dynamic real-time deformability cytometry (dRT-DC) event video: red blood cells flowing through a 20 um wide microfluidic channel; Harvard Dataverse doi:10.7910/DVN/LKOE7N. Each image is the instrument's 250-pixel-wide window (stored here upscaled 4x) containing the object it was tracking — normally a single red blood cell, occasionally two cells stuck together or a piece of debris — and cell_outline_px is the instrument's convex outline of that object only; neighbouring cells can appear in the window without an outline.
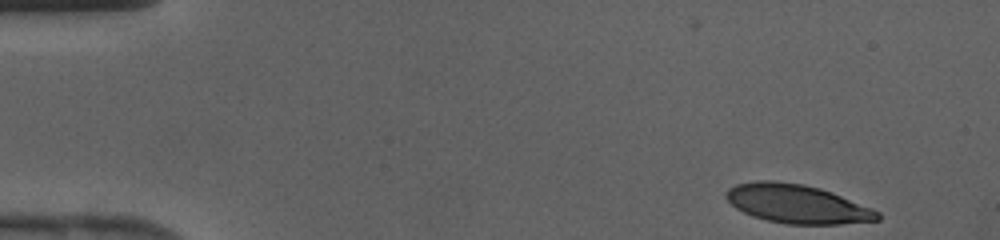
{"species": "human", "species_latin": "Homo sapiens", "temperature_condition": "cold", "stored_images_in_passage": 40, "camera_frame_rate_fps": 3000, "um_per_image_px": 0.085, "donor": {"sex": "female"}, "frame": {"image": 1, "passage_image": 1, "time_ms": 0.0, "image_size_px": [1000, 240], "cell_outline_px": [[880, 220], [840, 224], [784, 224], [752, 216], [736, 208], [724, 196], [724, 192], [728, 188], [736, 184], [756, 180], [772, 180], [804, 184], [820, 188], [832, 192], [872, 208], [880, 212]], "centroid_in_image_um": [67.74, 17.32], "position_along_channel_um": 17.3, "area_um2": 34.33}}
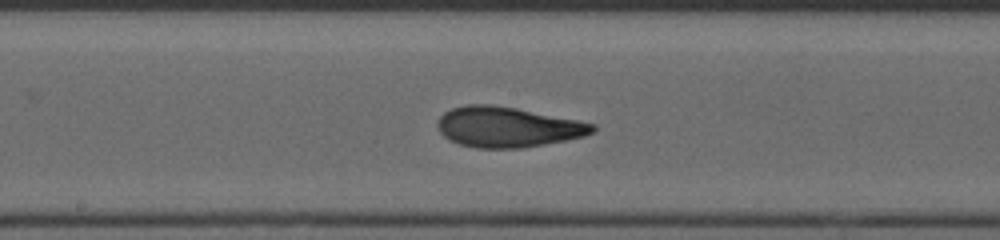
{"frame": {"image": 2, "passage_image": 20, "time_ms": 6.333, "image_size_px": [1000, 240], "cell_outline_px": [[596, 132], [584, 136], [544, 144], [520, 148], [476, 148], [460, 144], [448, 140], [440, 132], [436, 124], [440, 116], [444, 112], [452, 108], [468, 104], [492, 104], [516, 108], [596, 124]], "centroid_in_image_um": [43.12, 10.79], "position_along_channel_um": 205.1, "area_um2": 36.36}}
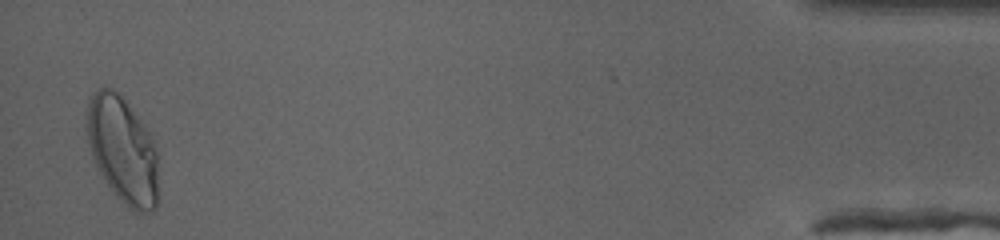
{"frame": {"image": 3, "passage_image": 39, "time_ms": 12.667, "image_size_px": [1000, 240], "cell_outline_px": [[160, 200], [156, 208], [152, 212], [144, 216], [128, 208], [112, 192], [104, 180], [92, 156], [88, 140], [88, 96], [92, 92], [104, 84], [112, 88], [124, 100], [144, 124], [156, 148]], "centroid_in_image_um": [10.47, 12.82], "position_along_channel_um": 424.7, "area_um2": 45.08}}